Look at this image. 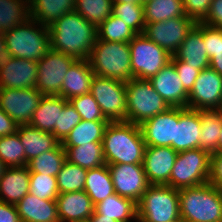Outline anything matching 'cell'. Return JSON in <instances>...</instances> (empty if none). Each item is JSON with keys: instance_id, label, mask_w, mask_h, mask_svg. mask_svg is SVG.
I'll return each instance as SVG.
<instances>
[{"instance_id": "ba28073f", "label": "cell", "mask_w": 222, "mask_h": 222, "mask_svg": "<svg viewBox=\"0 0 222 222\" xmlns=\"http://www.w3.org/2000/svg\"><path fill=\"white\" fill-rule=\"evenodd\" d=\"M211 153L196 148L178 152L168 186L175 189L196 187L208 183Z\"/></svg>"}, {"instance_id": "30bf717a", "label": "cell", "mask_w": 222, "mask_h": 222, "mask_svg": "<svg viewBox=\"0 0 222 222\" xmlns=\"http://www.w3.org/2000/svg\"><path fill=\"white\" fill-rule=\"evenodd\" d=\"M90 93L110 122H127L126 82L94 75Z\"/></svg>"}, {"instance_id": "1f68e13d", "label": "cell", "mask_w": 222, "mask_h": 222, "mask_svg": "<svg viewBox=\"0 0 222 222\" xmlns=\"http://www.w3.org/2000/svg\"><path fill=\"white\" fill-rule=\"evenodd\" d=\"M66 151V160L86 170L100 167L104 164L102 142H90L76 147H63Z\"/></svg>"}, {"instance_id": "ab89813d", "label": "cell", "mask_w": 222, "mask_h": 222, "mask_svg": "<svg viewBox=\"0 0 222 222\" xmlns=\"http://www.w3.org/2000/svg\"><path fill=\"white\" fill-rule=\"evenodd\" d=\"M98 39L110 42H130L137 33L128 25L111 15L98 28Z\"/></svg>"}, {"instance_id": "e0dca14e", "label": "cell", "mask_w": 222, "mask_h": 222, "mask_svg": "<svg viewBox=\"0 0 222 222\" xmlns=\"http://www.w3.org/2000/svg\"><path fill=\"white\" fill-rule=\"evenodd\" d=\"M175 123H178V107H170L144 121L140 128L146 146H168L175 150Z\"/></svg>"}, {"instance_id": "7dc6e473", "label": "cell", "mask_w": 222, "mask_h": 222, "mask_svg": "<svg viewBox=\"0 0 222 222\" xmlns=\"http://www.w3.org/2000/svg\"><path fill=\"white\" fill-rule=\"evenodd\" d=\"M212 0H183L185 15L196 23L208 15Z\"/></svg>"}, {"instance_id": "816d5d0a", "label": "cell", "mask_w": 222, "mask_h": 222, "mask_svg": "<svg viewBox=\"0 0 222 222\" xmlns=\"http://www.w3.org/2000/svg\"><path fill=\"white\" fill-rule=\"evenodd\" d=\"M18 124L0 109V136L15 134Z\"/></svg>"}, {"instance_id": "680465c9", "label": "cell", "mask_w": 222, "mask_h": 222, "mask_svg": "<svg viewBox=\"0 0 222 222\" xmlns=\"http://www.w3.org/2000/svg\"><path fill=\"white\" fill-rule=\"evenodd\" d=\"M113 2L119 3H143L141 0H113Z\"/></svg>"}, {"instance_id": "ac0fdd59", "label": "cell", "mask_w": 222, "mask_h": 222, "mask_svg": "<svg viewBox=\"0 0 222 222\" xmlns=\"http://www.w3.org/2000/svg\"><path fill=\"white\" fill-rule=\"evenodd\" d=\"M178 152L172 147L146 146L143 167L150 185H167Z\"/></svg>"}, {"instance_id": "bcb514c9", "label": "cell", "mask_w": 222, "mask_h": 222, "mask_svg": "<svg viewBox=\"0 0 222 222\" xmlns=\"http://www.w3.org/2000/svg\"><path fill=\"white\" fill-rule=\"evenodd\" d=\"M170 61L174 64L184 89L189 93L193 88L200 70L193 68L191 65H187L184 61L176 59L173 55Z\"/></svg>"}, {"instance_id": "4fadbf2b", "label": "cell", "mask_w": 222, "mask_h": 222, "mask_svg": "<svg viewBox=\"0 0 222 222\" xmlns=\"http://www.w3.org/2000/svg\"><path fill=\"white\" fill-rule=\"evenodd\" d=\"M195 24L196 22L187 16L174 17L146 24L143 34L172 56Z\"/></svg>"}, {"instance_id": "4dcf8cb0", "label": "cell", "mask_w": 222, "mask_h": 222, "mask_svg": "<svg viewBox=\"0 0 222 222\" xmlns=\"http://www.w3.org/2000/svg\"><path fill=\"white\" fill-rule=\"evenodd\" d=\"M110 121L81 120L61 142L63 147H76L90 142H102Z\"/></svg>"}, {"instance_id": "cb8c5ba5", "label": "cell", "mask_w": 222, "mask_h": 222, "mask_svg": "<svg viewBox=\"0 0 222 222\" xmlns=\"http://www.w3.org/2000/svg\"><path fill=\"white\" fill-rule=\"evenodd\" d=\"M16 208L22 222H60L56 200H45L26 194Z\"/></svg>"}, {"instance_id": "11a10c76", "label": "cell", "mask_w": 222, "mask_h": 222, "mask_svg": "<svg viewBox=\"0 0 222 222\" xmlns=\"http://www.w3.org/2000/svg\"><path fill=\"white\" fill-rule=\"evenodd\" d=\"M6 56L5 39L3 33L0 32V59Z\"/></svg>"}, {"instance_id": "9a60e30c", "label": "cell", "mask_w": 222, "mask_h": 222, "mask_svg": "<svg viewBox=\"0 0 222 222\" xmlns=\"http://www.w3.org/2000/svg\"><path fill=\"white\" fill-rule=\"evenodd\" d=\"M108 168L115 193L138 203L150 186L143 164H110Z\"/></svg>"}, {"instance_id": "681fc988", "label": "cell", "mask_w": 222, "mask_h": 222, "mask_svg": "<svg viewBox=\"0 0 222 222\" xmlns=\"http://www.w3.org/2000/svg\"><path fill=\"white\" fill-rule=\"evenodd\" d=\"M202 23L222 29V0H212L209 13Z\"/></svg>"}, {"instance_id": "f35d334b", "label": "cell", "mask_w": 222, "mask_h": 222, "mask_svg": "<svg viewBox=\"0 0 222 222\" xmlns=\"http://www.w3.org/2000/svg\"><path fill=\"white\" fill-rule=\"evenodd\" d=\"M0 160L7 167H24L28 161L25 158V148L17 133L0 136Z\"/></svg>"}, {"instance_id": "2e32d148", "label": "cell", "mask_w": 222, "mask_h": 222, "mask_svg": "<svg viewBox=\"0 0 222 222\" xmlns=\"http://www.w3.org/2000/svg\"><path fill=\"white\" fill-rule=\"evenodd\" d=\"M37 62L4 56L0 59V88H36Z\"/></svg>"}, {"instance_id": "b9f144b4", "label": "cell", "mask_w": 222, "mask_h": 222, "mask_svg": "<svg viewBox=\"0 0 222 222\" xmlns=\"http://www.w3.org/2000/svg\"><path fill=\"white\" fill-rule=\"evenodd\" d=\"M40 199L56 200L59 195L55 176L30 173V191Z\"/></svg>"}, {"instance_id": "ffe728a7", "label": "cell", "mask_w": 222, "mask_h": 222, "mask_svg": "<svg viewBox=\"0 0 222 222\" xmlns=\"http://www.w3.org/2000/svg\"><path fill=\"white\" fill-rule=\"evenodd\" d=\"M200 110L178 107V123H175V151L200 148Z\"/></svg>"}, {"instance_id": "f6af8a7d", "label": "cell", "mask_w": 222, "mask_h": 222, "mask_svg": "<svg viewBox=\"0 0 222 222\" xmlns=\"http://www.w3.org/2000/svg\"><path fill=\"white\" fill-rule=\"evenodd\" d=\"M203 42L209 59H222V29L203 23Z\"/></svg>"}, {"instance_id": "ee69618b", "label": "cell", "mask_w": 222, "mask_h": 222, "mask_svg": "<svg viewBox=\"0 0 222 222\" xmlns=\"http://www.w3.org/2000/svg\"><path fill=\"white\" fill-rule=\"evenodd\" d=\"M81 120L80 114L68 101L63 110L59 112L58 125H55L52 134L62 142Z\"/></svg>"}, {"instance_id": "603a6c76", "label": "cell", "mask_w": 222, "mask_h": 222, "mask_svg": "<svg viewBox=\"0 0 222 222\" xmlns=\"http://www.w3.org/2000/svg\"><path fill=\"white\" fill-rule=\"evenodd\" d=\"M29 191L30 171L28 167H8L0 178V200L16 205Z\"/></svg>"}, {"instance_id": "f1b7e54d", "label": "cell", "mask_w": 222, "mask_h": 222, "mask_svg": "<svg viewBox=\"0 0 222 222\" xmlns=\"http://www.w3.org/2000/svg\"><path fill=\"white\" fill-rule=\"evenodd\" d=\"M94 210L98 214L118 222L138 221L137 203L132 199L121 197L117 193L109 195L106 199L96 204Z\"/></svg>"}, {"instance_id": "5bb4252c", "label": "cell", "mask_w": 222, "mask_h": 222, "mask_svg": "<svg viewBox=\"0 0 222 222\" xmlns=\"http://www.w3.org/2000/svg\"><path fill=\"white\" fill-rule=\"evenodd\" d=\"M43 96L36 88H0V109L18 125L29 124Z\"/></svg>"}, {"instance_id": "e575fe53", "label": "cell", "mask_w": 222, "mask_h": 222, "mask_svg": "<svg viewBox=\"0 0 222 222\" xmlns=\"http://www.w3.org/2000/svg\"><path fill=\"white\" fill-rule=\"evenodd\" d=\"M30 18V5L25 0H0V32L10 31Z\"/></svg>"}, {"instance_id": "91938a15", "label": "cell", "mask_w": 222, "mask_h": 222, "mask_svg": "<svg viewBox=\"0 0 222 222\" xmlns=\"http://www.w3.org/2000/svg\"><path fill=\"white\" fill-rule=\"evenodd\" d=\"M28 4H30L33 0H25Z\"/></svg>"}, {"instance_id": "c3c4849f", "label": "cell", "mask_w": 222, "mask_h": 222, "mask_svg": "<svg viewBox=\"0 0 222 222\" xmlns=\"http://www.w3.org/2000/svg\"><path fill=\"white\" fill-rule=\"evenodd\" d=\"M209 183L222 191V153H211Z\"/></svg>"}, {"instance_id": "836d02e7", "label": "cell", "mask_w": 222, "mask_h": 222, "mask_svg": "<svg viewBox=\"0 0 222 222\" xmlns=\"http://www.w3.org/2000/svg\"><path fill=\"white\" fill-rule=\"evenodd\" d=\"M201 137L200 148L213 153L218 146L222 127V109L200 110Z\"/></svg>"}, {"instance_id": "8992f818", "label": "cell", "mask_w": 222, "mask_h": 222, "mask_svg": "<svg viewBox=\"0 0 222 222\" xmlns=\"http://www.w3.org/2000/svg\"><path fill=\"white\" fill-rule=\"evenodd\" d=\"M137 222L181 220L179 190L168 185H150L137 203Z\"/></svg>"}, {"instance_id": "d4e9b609", "label": "cell", "mask_w": 222, "mask_h": 222, "mask_svg": "<svg viewBox=\"0 0 222 222\" xmlns=\"http://www.w3.org/2000/svg\"><path fill=\"white\" fill-rule=\"evenodd\" d=\"M94 72L88 60H75L69 67L61 86V97L69 100L90 93Z\"/></svg>"}, {"instance_id": "d590c367", "label": "cell", "mask_w": 222, "mask_h": 222, "mask_svg": "<svg viewBox=\"0 0 222 222\" xmlns=\"http://www.w3.org/2000/svg\"><path fill=\"white\" fill-rule=\"evenodd\" d=\"M66 161V151L60 144L56 149L43 152L39 156L28 161L27 167L30 173L57 176Z\"/></svg>"}, {"instance_id": "9c48e42d", "label": "cell", "mask_w": 222, "mask_h": 222, "mask_svg": "<svg viewBox=\"0 0 222 222\" xmlns=\"http://www.w3.org/2000/svg\"><path fill=\"white\" fill-rule=\"evenodd\" d=\"M129 46L133 78L149 80L171 60V55L166 50L143 33L137 34Z\"/></svg>"}, {"instance_id": "f5cc1de1", "label": "cell", "mask_w": 222, "mask_h": 222, "mask_svg": "<svg viewBox=\"0 0 222 222\" xmlns=\"http://www.w3.org/2000/svg\"><path fill=\"white\" fill-rule=\"evenodd\" d=\"M88 222H118L112 218L105 217L104 215L98 214L95 210L93 215L88 219Z\"/></svg>"}, {"instance_id": "8d00e7d4", "label": "cell", "mask_w": 222, "mask_h": 222, "mask_svg": "<svg viewBox=\"0 0 222 222\" xmlns=\"http://www.w3.org/2000/svg\"><path fill=\"white\" fill-rule=\"evenodd\" d=\"M113 0H75L74 11L97 28L112 15Z\"/></svg>"}, {"instance_id": "d6a6232c", "label": "cell", "mask_w": 222, "mask_h": 222, "mask_svg": "<svg viewBox=\"0 0 222 222\" xmlns=\"http://www.w3.org/2000/svg\"><path fill=\"white\" fill-rule=\"evenodd\" d=\"M143 9L146 24L186 16L183 0H146Z\"/></svg>"}, {"instance_id": "60d3db41", "label": "cell", "mask_w": 222, "mask_h": 222, "mask_svg": "<svg viewBox=\"0 0 222 222\" xmlns=\"http://www.w3.org/2000/svg\"><path fill=\"white\" fill-rule=\"evenodd\" d=\"M112 15L121 19L137 34H142L145 29L143 3H113Z\"/></svg>"}, {"instance_id": "74e56055", "label": "cell", "mask_w": 222, "mask_h": 222, "mask_svg": "<svg viewBox=\"0 0 222 222\" xmlns=\"http://www.w3.org/2000/svg\"><path fill=\"white\" fill-rule=\"evenodd\" d=\"M87 170L65 161L56 176L59 194L84 190Z\"/></svg>"}, {"instance_id": "db71d44e", "label": "cell", "mask_w": 222, "mask_h": 222, "mask_svg": "<svg viewBox=\"0 0 222 222\" xmlns=\"http://www.w3.org/2000/svg\"><path fill=\"white\" fill-rule=\"evenodd\" d=\"M209 67L222 75V59H210Z\"/></svg>"}, {"instance_id": "83f0119b", "label": "cell", "mask_w": 222, "mask_h": 222, "mask_svg": "<svg viewBox=\"0 0 222 222\" xmlns=\"http://www.w3.org/2000/svg\"><path fill=\"white\" fill-rule=\"evenodd\" d=\"M29 5L30 18L50 27L57 19L74 11L75 0H33Z\"/></svg>"}, {"instance_id": "4316f807", "label": "cell", "mask_w": 222, "mask_h": 222, "mask_svg": "<svg viewBox=\"0 0 222 222\" xmlns=\"http://www.w3.org/2000/svg\"><path fill=\"white\" fill-rule=\"evenodd\" d=\"M67 102L68 100L61 96L44 95L29 125L52 133L55 125H58L59 112L63 110Z\"/></svg>"}, {"instance_id": "8fae6325", "label": "cell", "mask_w": 222, "mask_h": 222, "mask_svg": "<svg viewBox=\"0 0 222 222\" xmlns=\"http://www.w3.org/2000/svg\"><path fill=\"white\" fill-rule=\"evenodd\" d=\"M74 58L50 49L37 62L36 89L43 95L61 96V86Z\"/></svg>"}, {"instance_id": "f907efd6", "label": "cell", "mask_w": 222, "mask_h": 222, "mask_svg": "<svg viewBox=\"0 0 222 222\" xmlns=\"http://www.w3.org/2000/svg\"><path fill=\"white\" fill-rule=\"evenodd\" d=\"M0 222H22L16 205L8 204L0 200Z\"/></svg>"}, {"instance_id": "484cf974", "label": "cell", "mask_w": 222, "mask_h": 222, "mask_svg": "<svg viewBox=\"0 0 222 222\" xmlns=\"http://www.w3.org/2000/svg\"><path fill=\"white\" fill-rule=\"evenodd\" d=\"M25 148V158L30 161L43 152L56 149L61 142L51 132L41 131L29 124L18 125L17 132Z\"/></svg>"}, {"instance_id": "52a82bcc", "label": "cell", "mask_w": 222, "mask_h": 222, "mask_svg": "<svg viewBox=\"0 0 222 222\" xmlns=\"http://www.w3.org/2000/svg\"><path fill=\"white\" fill-rule=\"evenodd\" d=\"M127 122L141 125L144 121L170 108L147 79L132 78L126 82Z\"/></svg>"}, {"instance_id": "d6986e66", "label": "cell", "mask_w": 222, "mask_h": 222, "mask_svg": "<svg viewBox=\"0 0 222 222\" xmlns=\"http://www.w3.org/2000/svg\"><path fill=\"white\" fill-rule=\"evenodd\" d=\"M149 81L154 90L170 107L188 108V92L184 89L181 79L170 61Z\"/></svg>"}, {"instance_id": "7c38bea8", "label": "cell", "mask_w": 222, "mask_h": 222, "mask_svg": "<svg viewBox=\"0 0 222 222\" xmlns=\"http://www.w3.org/2000/svg\"><path fill=\"white\" fill-rule=\"evenodd\" d=\"M188 108L193 110L222 109V75L212 68L200 71L188 93Z\"/></svg>"}, {"instance_id": "f546056e", "label": "cell", "mask_w": 222, "mask_h": 222, "mask_svg": "<svg viewBox=\"0 0 222 222\" xmlns=\"http://www.w3.org/2000/svg\"><path fill=\"white\" fill-rule=\"evenodd\" d=\"M84 191L91 198L94 206L115 193L107 164L87 170Z\"/></svg>"}, {"instance_id": "6da1fadb", "label": "cell", "mask_w": 222, "mask_h": 222, "mask_svg": "<svg viewBox=\"0 0 222 222\" xmlns=\"http://www.w3.org/2000/svg\"><path fill=\"white\" fill-rule=\"evenodd\" d=\"M49 28L51 49L75 60H88L98 38L97 27L72 11L57 19Z\"/></svg>"}, {"instance_id": "7402d4cb", "label": "cell", "mask_w": 222, "mask_h": 222, "mask_svg": "<svg viewBox=\"0 0 222 222\" xmlns=\"http://www.w3.org/2000/svg\"><path fill=\"white\" fill-rule=\"evenodd\" d=\"M173 56L200 71L209 68L210 59L203 42L202 22H198L192 27Z\"/></svg>"}, {"instance_id": "5b68a950", "label": "cell", "mask_w": 222, "mask_h": 222, "mask_svg": "<svg viewBox=\"0 0 222 222\" xmlns=\"http://www.w3.org/2000/svg\"><path fill=\"white\" fill-rule=\"evenodd\" d=\"M88 61L96 76L123 82L133 78L128 42L102 41L97 38Z\"/></svg>"}, {"instance_id": "44dd1931", "label": "cell", "mask_w": 222, "mask_h": 222, "mask_svg": "<svg viewBox=\"0 0 222 222\" xmlns=\"http://www.w3.org/2000/svg\"><path fill=\"white\" fill-rule=\"evenodd\" d=\"M56 202L60 222H88L94 213L95 206L84 190L59 194Z\"/></svg>"}, {"instance_id": "6f0895ef", "label": "cell", "mask_w": 222, "mask_h": 222, "mask_svg": "<svg viewBox=\"0 0 222 222\" xmlns=\"http://www.w3.org/2000/svg\"><path fill=\"white\" fill-rule=\"evenodd\" d=\"M7 168L8 167L4 164V162L0 160V178L3 176Z\"/></svg>"}, {"instance_id": "277c9868", "label": "cell", "mask_w": 222, "mask_h": 222, "mask_svg": "<svg viewBox=\"0 0 222 222\" xmlns=\"http://www.w3.org/2000/svg\"><path fill=\"white\" fill-rule=\"evenodd\" d=\"M184 222H222V191L211 183L179 189Z\"/></svg>"}, {"instance_id": "7bdbcfd3", "label": "cell", "mask_w": 222, "mask_h": 222, "mask_svg": "<svg viewBox=\"0 0 222 222\" xmlns=\"http://www.w3.org/2000/svg\"><path fill=\"white\" fill-rule=\"evenodd\" d=\"M71 105L80 114L81 119L85 121H109L107 120L91 93L83 94L70 98Z\"/></svg>"}, {"instance_id": "7a4b0ae2", "label": "cell", "mask_w": 222, "mask_h": 222, "mask_svg": "<svg viewBox=\"0 0 222 222\" xmlns=\"http://www.w3.org/2000/svg\"><path fill=\"white\" fill-rule=\"evenodd\" d=\"M102 144L107 165L143 164L146 143L140 125L126 121L109 122Z\"/></svg>"}, {"instance_id": "9f6ffc18", "label": "cell", "mask_w": 222, "mask_h": 222, "mask_svg": "<svg viewBox=\"0 0 222 222\" xmlns=\"http://www.w3.org/2000/svg\"><path fill=\"white\" fill-rule=\"evenodd\" d=\"M213 153H222V127H221V133L219 135V141L217 149Z\"/></svg>"}, {"instance_id": "3957f363", "label": "cell", "mask_w": 222, "mask_h": 222, "mask_svg": "<svg viewBox=\"0 0 222 222\" xmlns=\"http://www.w3.org/2000/svg\"><path fill=\"white\" fill-rule=\"evenodd\" d=\"M6 55L38 62L51 49L49 28L29 18L3 33Z\"/></svg>"}]
</instances>
